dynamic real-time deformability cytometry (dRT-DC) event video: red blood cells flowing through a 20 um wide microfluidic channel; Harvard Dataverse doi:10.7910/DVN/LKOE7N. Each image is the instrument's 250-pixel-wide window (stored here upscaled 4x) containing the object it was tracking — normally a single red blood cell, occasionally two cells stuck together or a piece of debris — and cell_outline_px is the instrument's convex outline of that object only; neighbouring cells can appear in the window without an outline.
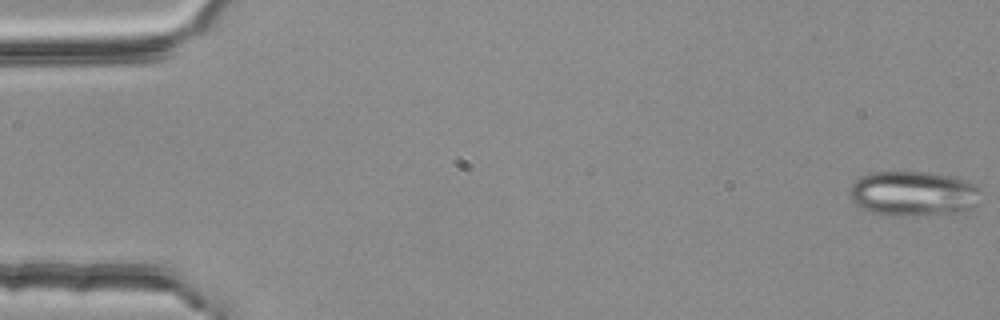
{"species": "common noctule bat (a hibernating species)", "species_latin": "Nyctalus noctula", "temperature_condition": "room temperature", "stored_images_in_passage": 4, "camera_frame_rate_fps": 3000, "um_per_image_px": 0.085, "animal": {"sex": "female", "body_mass_g": 25.1}, "frame": {"image": 1, "passage_image": 1, "time_ms": 0.0, "image_size_px": [1000, 320], "cell_outline_px": [[984, 192], [976, 204], [972, 208], [960, 212], [872, 212], [856, 204], [852, 200], [848, 192], [848, 188], [860, 176], [872, 172], [924, 172], [956, 176], [980, 188]], "centroid_in_image_um": [77.67, 16.37], "position_along_channel_um": 7.3, "area_um2": 33.18}}